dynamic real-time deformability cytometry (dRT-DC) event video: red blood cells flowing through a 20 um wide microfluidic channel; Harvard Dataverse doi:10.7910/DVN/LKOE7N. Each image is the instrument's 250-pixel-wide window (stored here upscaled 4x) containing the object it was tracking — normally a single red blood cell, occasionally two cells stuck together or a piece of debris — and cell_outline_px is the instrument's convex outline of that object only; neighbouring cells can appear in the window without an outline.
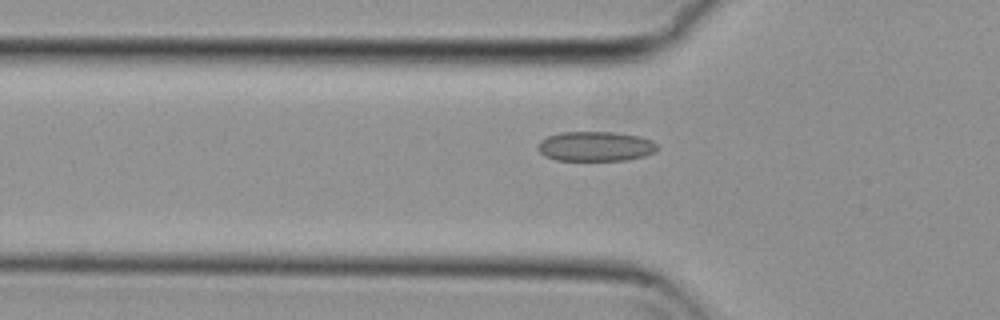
{"species": "common noctule bat (a hibernating species)", "species_latin": "Nyctalus noctula", "temperature_condition": "cold", "stored_images_in_passage": 49, "camera_frame_rate_fps": 3000, "um_per_image_px": 0.085, "animal": {"sex": "female", "body_mass_g": 29.2, "forearm_length_mm": 56.3}, "frame": {"image": 1, "passage_image": 18, "time_ms": 5.667, "image_size_px": [1000, 320], "cell_outline_px": [[656, 152], [644, 156], [624, 160], [556, 160], [544, 156], [536, 148], [536, 144], [540, 140], [548, 136], [560, 132], [612, 132], [640, 136], [652, 140], [656, 144]], "centroid_in_image_um": [50.58, 12.43], "position_along_channel_um": 75.2, "area_um2": 20.81}}
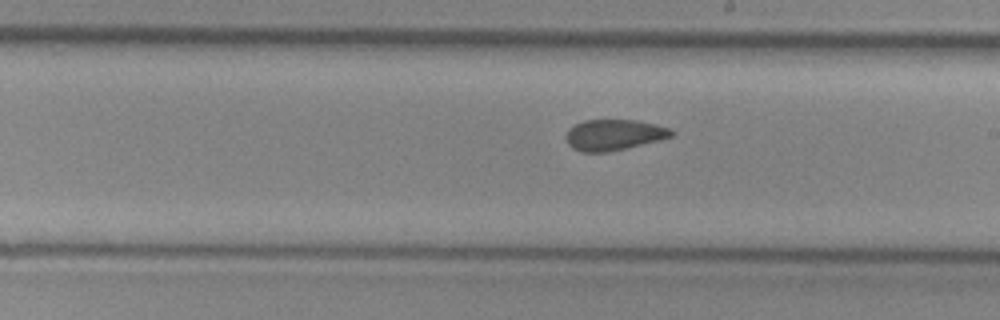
{"frame": {"image": 2, "passage_image": 31, "time_ms": 10.0, "image_size_px": [1000, 320], "cell_outline_px": [[676, 132], [672, 136], [660, 140], [608, 152], [580, 152], [572, 148], [568, 144], [564, 136], [568, 128], [584, 120], [636, 120], [656, 124], [668, 128]], "centroid_in_image_um": [52.15, 11.46], "position_along_channel_um": 236.8, "area_um2": 19.07}}
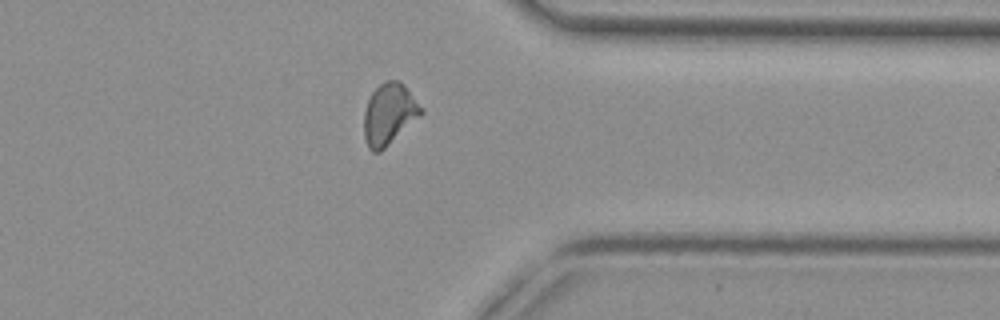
{"frame": {"image": 3, "passage_image": 43, "time_ms": 14.0, "image_size_px": [1000, 320], "cell_outline_px": [[424, 112], [420, 116], [380, 152], [372, 152], [368, 148], [364, 136], [364, 112], [368, 100], [372, 92], [384, 80], [400, 80], [404, 84], [424, 108]], "centroid_in_image_um": [33.08, 9.68], "position_along_channel_um": 378.3, "area_um2": 20.46}, "authors_computed_cell_mechanics": {"area_um2": 20.1144, "velocity_mm_per_s": 3.7169, "shape_relaxation_time_tau1_ms": 10.2063, "shape_relaxation_time_tau2_ms": 1.4219, "deformation_change_tau1": 0.1504, "deformation_change_tau2": 0.0706}}